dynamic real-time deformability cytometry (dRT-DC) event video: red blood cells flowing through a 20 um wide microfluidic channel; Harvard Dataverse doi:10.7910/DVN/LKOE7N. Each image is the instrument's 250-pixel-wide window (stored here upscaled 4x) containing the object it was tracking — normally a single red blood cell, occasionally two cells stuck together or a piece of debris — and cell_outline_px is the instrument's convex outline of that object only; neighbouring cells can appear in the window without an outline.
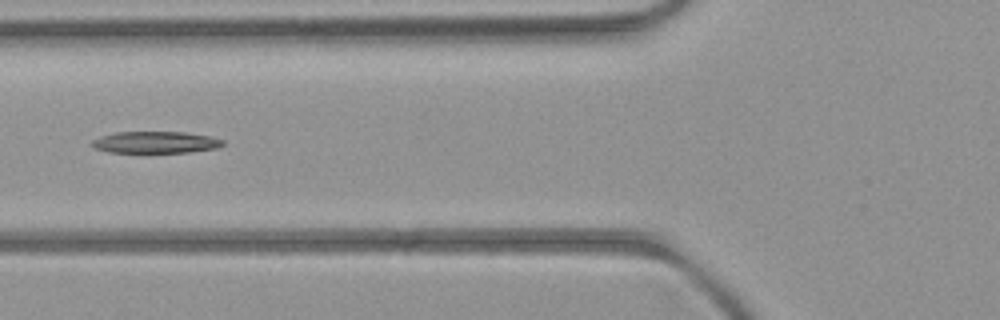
{"species": "common noctule bat (a hibernating species)", "species_latin": "Nyctalus noctula", "temperature_condition": "room temperature", "stored_images_in_passage": 6, "camera_frame_rate_fps": 3000, "um_per_image_px": 0.085, "animal": {"sex": "female", "body_mass_g": 21.9}, "frame": {"image": 1, "passage_image": 5, "time_ms": 5.667, "image_size_px": [1000, 320], "cell_outline_px": [[224, 144], [216, 148], [188, 152], [108, 152], [96, 148], [88, 144], [92, 140], [100, 136], [116, 132], [184, 132], [208, 136], [224, 140]], "centroid_in_image_um": [13.17, 12.09], "position_along_channel_um": 112.6, "area_um2": 16.47}}
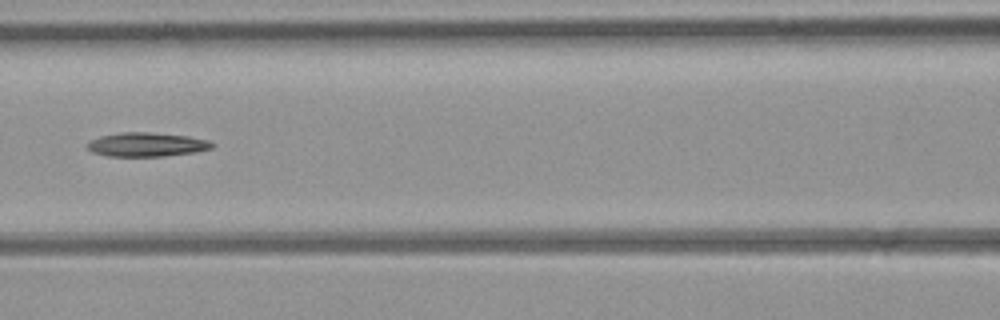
{"frame": {"image": 2, "passage_image": 6, "time_ms": 6.667, "image_size_px": [1000, 320], "cell_outline_px": [[216, 144], [212, 148], [196, 152], [164, 156], [108, 156], [92, 152], [84, 148], [84, 144], [100, 136], [124, 132], [148, 132], [188, 136], [208, 140]], "centroid_in_image_um": [12.45, 12.29], "position_along_channel_um": 154.2, "area_um2": 17.57}}